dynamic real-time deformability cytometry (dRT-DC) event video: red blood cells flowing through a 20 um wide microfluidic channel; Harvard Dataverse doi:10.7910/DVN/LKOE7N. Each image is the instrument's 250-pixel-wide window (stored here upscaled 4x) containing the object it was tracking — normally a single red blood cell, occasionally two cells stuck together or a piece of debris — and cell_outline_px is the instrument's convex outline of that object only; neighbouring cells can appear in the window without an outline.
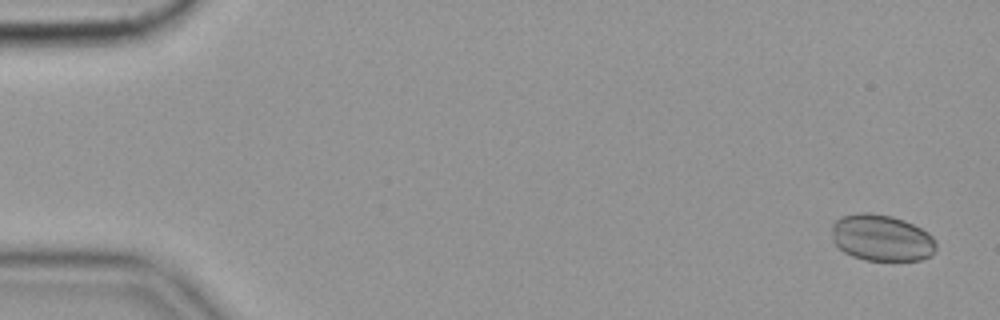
{"species": "common noctule bat (a hibernating species)", "species_latin": "Nyctalus noctula", "temperature_condition": "cold", "stored_images_in_passage": 58, "camera_frame_rate_fps": 3000, "um_per_image_px": 0.085, "animal": {"sex": "female", "body_mass_g": 19.9}, "frame": {"image": 1, "passage_image": 3, "time_ms": 0.667, "image_size_px": [1000, 320], "cell_outline_px": [[936, 248], [932, 256], [920, 260], [864, 260], [852, 256], [844, 252], [832, 240], [832, 224], [840, 216], [860, 212], [868, 212], [892, 216], [904, 220], [928, 232], [932, 236], [936, 244]], "centroid_in_image_um": [74.93, 20.21], "position_along_channel_um": 10.1, "area_um2": 28.44}}
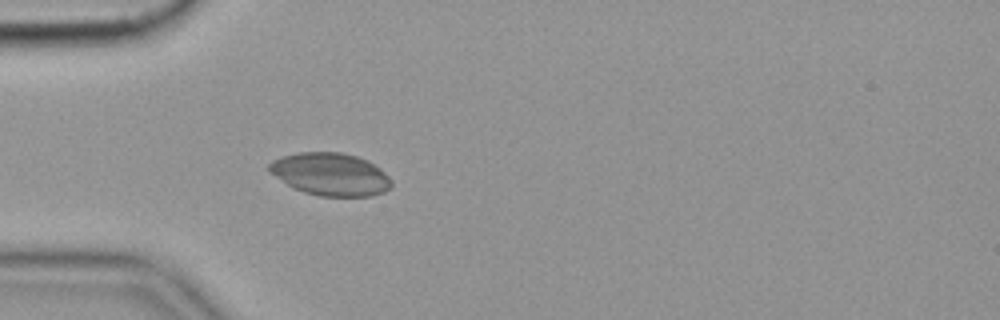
{"frame": {"image": 2, "passage_image": 18, "time_ms": 5.667, "image_size_px": [1000, 320], "cell_outline_px": [[392, 188], [384, 192], [372, 196], [320, 196], [304, 192], [292, 188], [268, 172], [268, 164], [272, 160], [284, 156], [300, 152], [340, 152], [356, 156], [368, 160], [380, 168], [392, 180]], "centroid_in_image_um": [28.09, 14.82], "position_along_channel_um": 56.9, "area_um2": 30.63}}
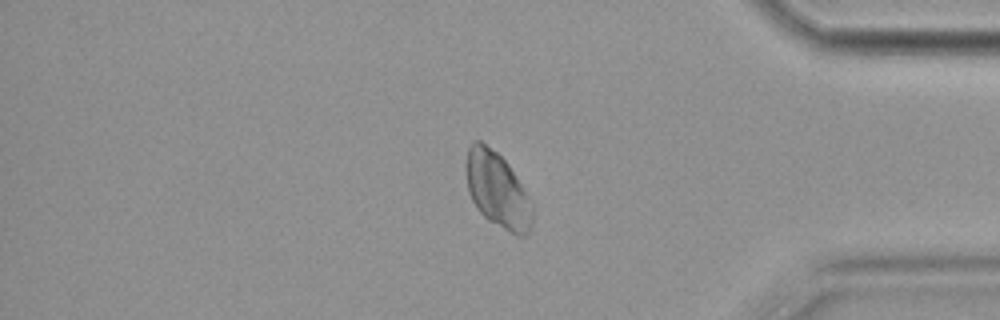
{"frame": {"image": 3, "passage_image": 49, "time_ms": 16.0, "image_size_px": [1000, 320], "cell_outline_px": [[532, 224], [528, 232], [524, 236], [516, 236], [488, 220], [476, 208], [468, 192], [464, 168], [468, 148], [472, 140], [480, 140], [496, 152], [508, 164], [520, 184], [532, 208]], "centroid_in_image_um": [42.22, 16.14], "position_along_channel_um": 393.0, "area_um2": 28.96}, "authors_computed_cell_mechanics": {"area_um2": 29.3624, "velocity_mm_per_s": 3.5289, "shape_relaxation_time_tau1_ms": 0.563, "shape_relaxation_time_tau2_ms": 3.5997, "deformation_change_tau1": null, "deformation_change_tau2": 0.0563}}